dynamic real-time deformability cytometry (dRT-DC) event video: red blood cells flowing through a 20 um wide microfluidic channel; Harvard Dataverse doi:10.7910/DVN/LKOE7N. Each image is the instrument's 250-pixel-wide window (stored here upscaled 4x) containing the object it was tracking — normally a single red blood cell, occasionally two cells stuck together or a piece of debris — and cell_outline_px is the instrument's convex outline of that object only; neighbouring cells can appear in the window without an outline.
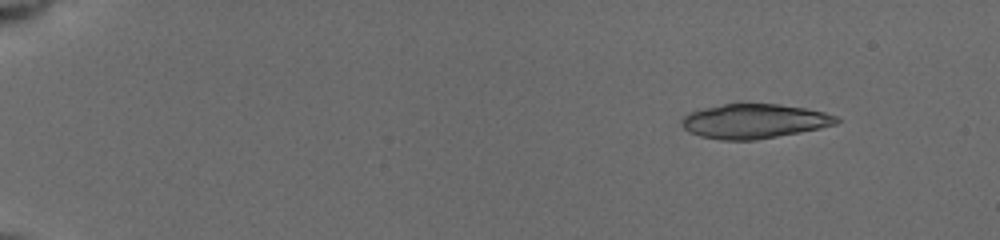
{"species": "common noctule bat (a hibernating species)", "species_latin": "Nyctalus noctula", "temperature_condition": "cold", "stored_images_in_passage": 6, "camera_frame_rate_fps": 3000, "um_per_image_px": 0.085, "animal": {"sex": "female", "body_mass_g": 19.5, "forearm_length_mm": 54.1}, "frame": {"image": 1, "passage_image": 3, "time_ms": 2.0, "image_size_px": [1000, 240], "cell_outline_px": [[840, 120], [836, 124], [820, 128], [800, 132], [756, 140], [720, 140], [700, 136], [688, 132], [680, 124], [680, 120], [688, 112], [704, 108], [740, 100], [780, 104], [804, 108], [824, 112], [836, 116]], "centroid_in_image_um": [64.05, 10.26], "position_along_channel_um": 20.9, "area_um2": 31.96}}